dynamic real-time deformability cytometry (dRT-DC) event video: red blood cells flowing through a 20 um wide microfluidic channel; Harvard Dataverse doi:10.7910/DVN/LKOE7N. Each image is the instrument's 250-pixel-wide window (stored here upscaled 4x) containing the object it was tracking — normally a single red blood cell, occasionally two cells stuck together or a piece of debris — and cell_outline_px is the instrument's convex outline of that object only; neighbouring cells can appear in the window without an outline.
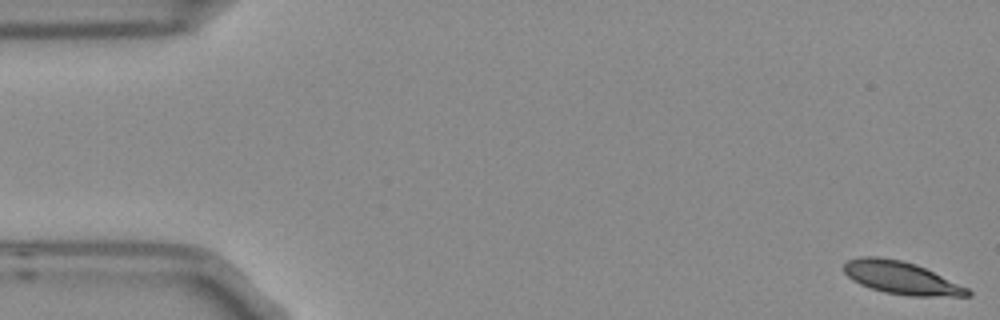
{"species": "Egyptian fruit bat (a non-hibernating species)", "species_latin": "Rousettus aegyptiacus", "temperature_condition": "room temperature", "stored_images_in_passage": 5, "camera_frame_rate_fps": 3000, "um_per_image_px": 0.085, "frame": {"image": 1, "passage_image": 1, "time_ms": 0.0, "image_size_px": [1000, 320], "cell_outline_px": [[972, 296], [908, 296], [884, 292], [860, 284], [852, 280], [844, 272], [844, 264], [848, 260], [860, 256], [876, 256], [900, 260], [916, 264], [968, 288], [972, 292]], "centroid_in_image_um": [76.6, 23.62], "position_along_channel_um": 8.4, "area_um2": 23.41}}
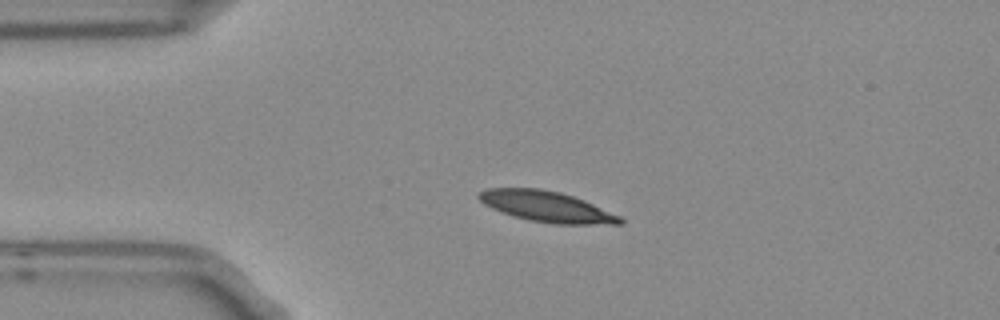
{"frame": {"image": 2, "passage_image": 4, "time_ms": 1.0, "image_size_px": [1000, 320], "cell_outline_px": [[624, 224], [556, 224], [528, 220], [492, 208], [484, 204], [476, 196], [480, 192], [488, 188], [540, 188], [560, 192], [584, 200], [620, 216], [624, 220]], "centroid_in_image_um": [46.48, 17.55], "position_along_channel_um": 38.5, "area_um2": 25.03}}